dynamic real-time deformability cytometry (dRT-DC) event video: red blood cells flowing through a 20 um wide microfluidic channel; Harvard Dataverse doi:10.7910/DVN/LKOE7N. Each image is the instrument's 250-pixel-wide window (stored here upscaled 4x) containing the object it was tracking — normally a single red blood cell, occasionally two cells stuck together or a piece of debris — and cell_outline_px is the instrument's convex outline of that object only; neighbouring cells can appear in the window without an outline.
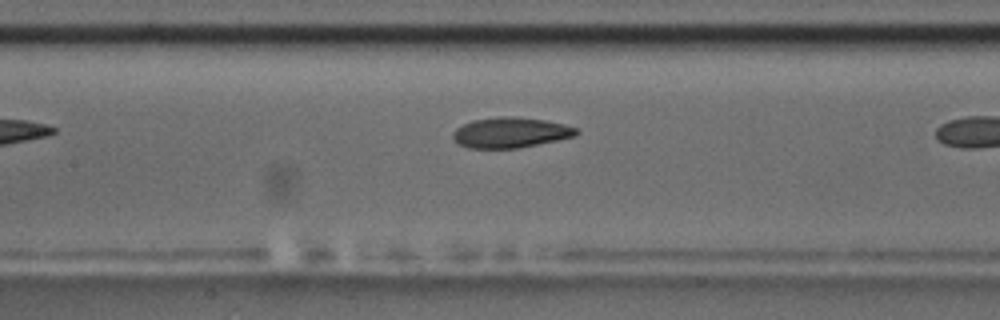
{"species": "common noctule bat (a hibernating species)", "species_latin": "Nyctalus noctula", "temperature_condition": "room temperature", "stored_images_in_passage": 5, "camera_frame_rate_fps": 3000, "um_per_image_px": 0.085, "animal": {"sex": "male", "body_mass_g": 17.5, "forearm_length_mm": 52.3}, "frame": {"image": 1, "passage_image": 4, "time_ms": 4.0, "image_size_px": [1000, 320], "cell_outline_px": [[580, 132], [576, 136], [520, 148], [468, 148], [460, 144], [452, 136], [452, 132], [456, 128], [472, 120], [500, 116], [512, 116], [544, 120], [564, 124], [576, 128]], "centroid_in_image_um": [43.4, 11.26], "position_along_channel_um": 164.0, "area_um2": 21.85}}